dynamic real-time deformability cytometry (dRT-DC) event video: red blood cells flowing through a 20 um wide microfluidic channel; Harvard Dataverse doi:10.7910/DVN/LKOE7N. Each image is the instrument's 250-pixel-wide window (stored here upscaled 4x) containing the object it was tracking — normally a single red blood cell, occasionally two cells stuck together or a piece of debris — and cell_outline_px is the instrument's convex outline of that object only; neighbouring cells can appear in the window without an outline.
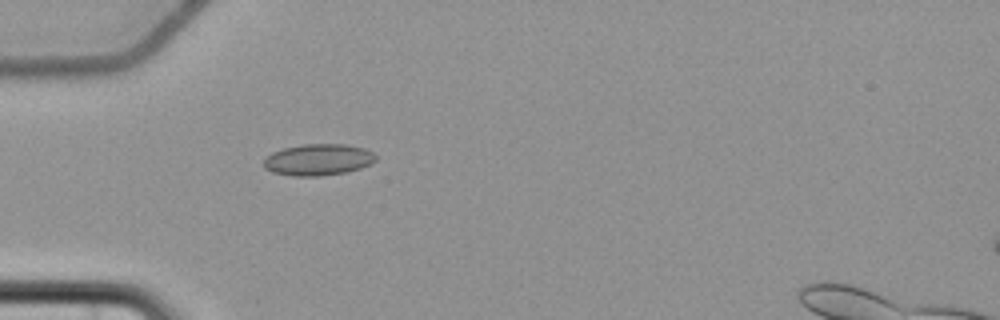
{"species": "common noctule bat (a hibernating species)", "species_latin": "Nyctalus noctula", "temperature_condition": "cold", "stored_images_in_passage": 5, "camera_frame_rate_fps": 3000, "um_per_image_px": 0.085, "animal": {"sex": "female", "body_mass_g": 22.7, "forearm_length_mm": 54.2}, "frame": {"image": 1, "passage_image": 5, "time_ms": 5.667, "image_size_px": [1000, 320], "cell_outline_px": [[376, 160], [372, 164], [348, 172], [320, 176], [292, 176], [272, 172], [264, 168], [264, 160], [272, 152], [284, 148], [304, 144], [344, 144], [364, 148], [372, 152], [376, 156]], "centroid_in_image_um": [27.06, 13.58], "position_along_channel_um": 57.9, "area_um2": 20.63}}